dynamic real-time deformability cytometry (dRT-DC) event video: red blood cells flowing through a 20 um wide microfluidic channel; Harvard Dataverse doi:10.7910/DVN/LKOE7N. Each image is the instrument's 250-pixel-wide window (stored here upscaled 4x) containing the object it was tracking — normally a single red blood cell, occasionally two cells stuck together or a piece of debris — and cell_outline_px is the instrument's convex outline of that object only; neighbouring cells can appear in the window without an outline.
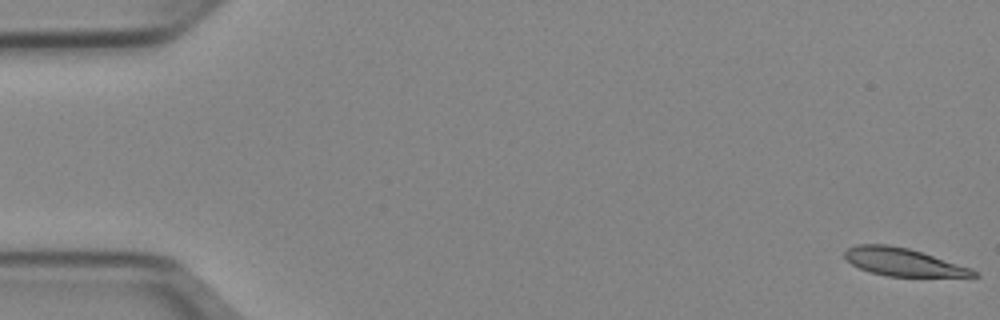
{"species": "Egyptian fruit bat (a non-hibernating species)", "species_latin": "Rousettus aegyptiacus", "temperature_condition": "cold", "stored_images_in_passage": 53, "segment_of_instrument_passage": [1, 2], "camera_frame_rate_fps": 3000, "um_per_image_px": 0.085, "animal": {"sex": "female"}, "frame": {"image": 1, "passage_image": 1, "time_ms": 0.0, "image_size_px": [1000, 320], "cell_outline_px": [[980, 276], [888, 276], [872, 272], [860, 268], [852, 264], [844, 256], [844, 252], [848, 248], [856, 244], [888, 244], [908, 248], [924, 252], [972, 268], [980, 272]], "centroid_in_image_um": [76.8, 22.26], "position_along_channel_um": 8.2, "area_um2": 20.87}}
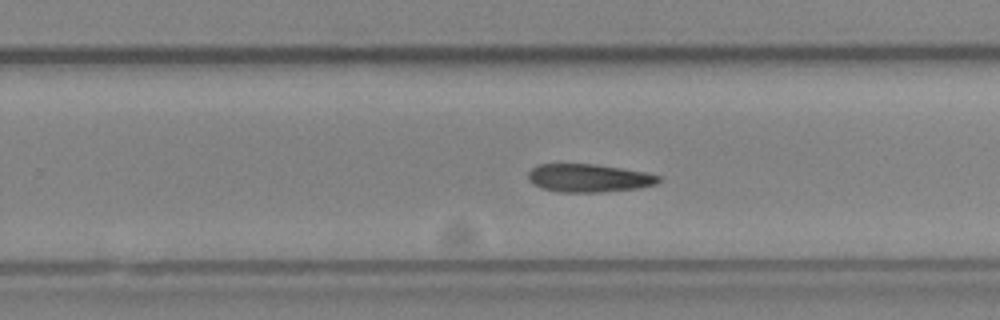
{"frame": {"image": 2, "passage_image": 33, "time_ms": 10.667, "image_size_px": [1000, 320], "cell_outline_px": [[660, 180], [656, 184], [640, 188], [600, 192], [560, 192], [540, 188], [532, 184], [528, 180], [528, 172], [536, 164], [596, 164], [648, 172], [660, 176]], "centroid_in_image_um": [50.03, 15.13], "position_along_channel_um": 279.8, "area_um2": 21.62}}
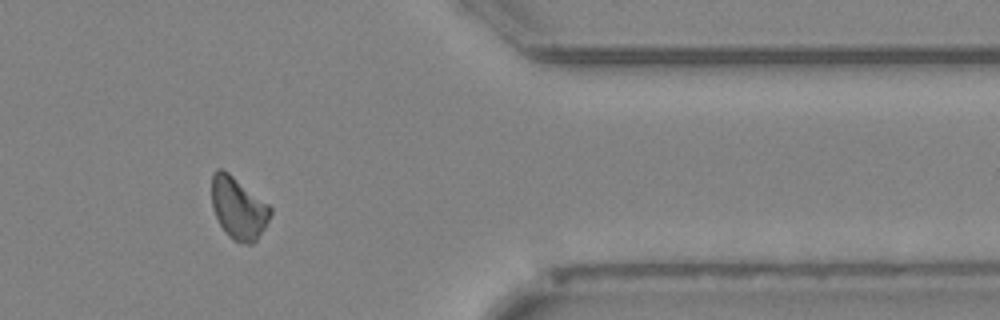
{"frame": {"image": 3, "passage_image": 43, "time_ms": 14.0, "image_size_px": [1000, 320], "cell_outline_px": [[272, 212], [264, 228], [256, 240], [252, 244], [244, 244], [232, 240], [228, 236], [220, 224], [212, 208], [212, 176], [216, 168], [224, 168], [268, 204], [272, 208]], "centroid_in_image_um": [20.25, 17.68], "position_along_channel_um": 391.1, "area_um2": 21.21}}